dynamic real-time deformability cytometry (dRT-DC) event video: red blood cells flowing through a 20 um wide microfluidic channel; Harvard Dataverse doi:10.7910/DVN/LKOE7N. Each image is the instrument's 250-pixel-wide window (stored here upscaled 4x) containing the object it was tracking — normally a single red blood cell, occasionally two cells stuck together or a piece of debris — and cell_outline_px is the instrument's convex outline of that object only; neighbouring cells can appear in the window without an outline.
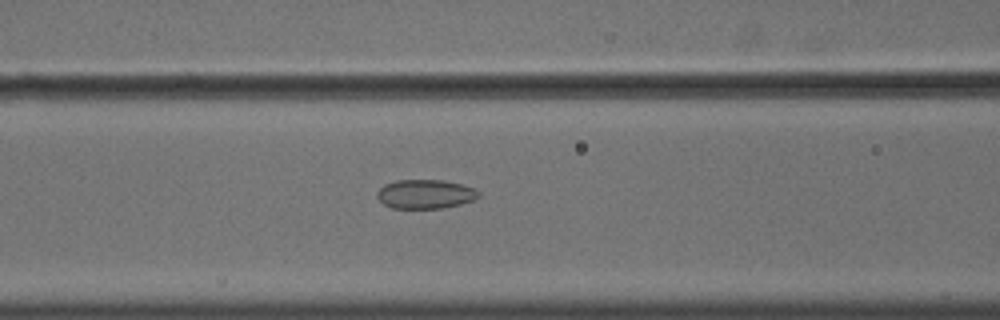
{"species": "common noctule bat (a hibernating species)", "species_latin": "Nyctalus noctula", "temperature_condition": "cold", "stored_images_in_passage": 57, "camera_frame_rate_fps": 3000, "um_per_image_px": 0.085, "animal": {"sex": "male", "body_mass_g": 18.8}, "frame": {"image": 1, "passage_image": 25, "time_ms": 8.0, "image_size_px": [1000, 320], "cell_outline_px": [[480, 196], [472, 200], [460, 204], [440, 208], [392, 208], [384, 204], [376, 196], [376, 192], [384, 184], [396, 180], [444, 180], [476, 188], [480, 192]], "centroid_in_image_um": [36.14, 16.49], "position_along_channel_um": 130.5, "area_um2": 17.22}}
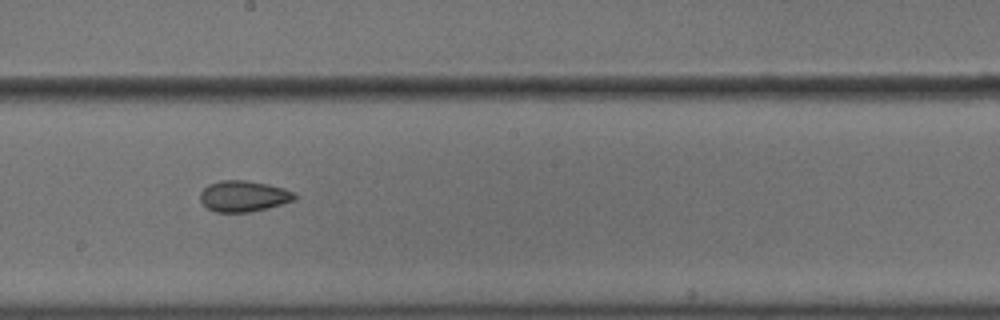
{"frame": {"image": 2, "passage_image": 33, "time_ms": 10.667, "image_size_px": [1000, 320], "cell_outline_px": [[300, 196], [296, 200], [268, 208], [248, 212], [216, 212], [208, 208], [200, 200], [200, 192], [208, 184], [220, 180], [244, 180], [268, 184], [284, 188], [296, 192]], "centroid_in_image_um": [20.76, 16.67], "position_along_channel_um": 227.4, "area_um2": 17.28}}
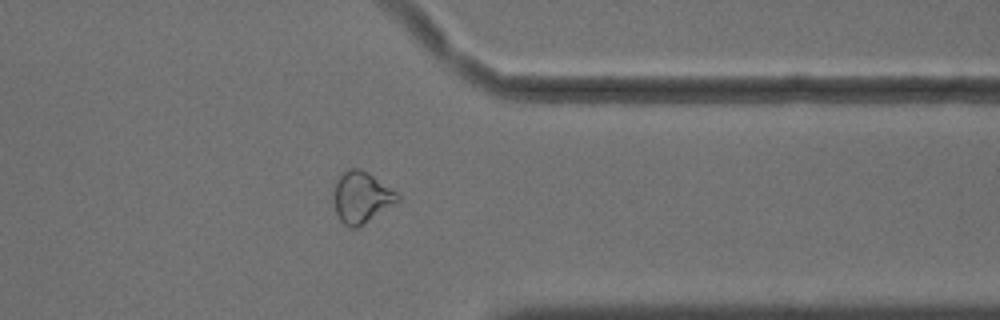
{"frame": {"image": 3, "passage_image": 46, "time_ms": 15.0, "image_size_px": [1000, 320], "cell_outline_px": [[400, 200], [356, 228], [352, 228], [344, 224], [340, 220], [336, 212], [332, 200], [332, 192], [336, 180], [348, 168], [360, 168], [368, 172], [396, 192], [400, 196]], "centroid_in_image_um": [30.67, 16.75], "position_along_channel_um": 380.7, "area_um2": 19.02}, "authors_computed_cell_mechanics": {"area_um2": 20.1722, "velocity_mm_per_s": 3.6396, "shape_relaxation_time_tau1_ms": null, "shape_relaxation_time_tau2_ms": 3.259, "deformation_change_tau1": null, "deformation_change_tau2": 0.0781}}